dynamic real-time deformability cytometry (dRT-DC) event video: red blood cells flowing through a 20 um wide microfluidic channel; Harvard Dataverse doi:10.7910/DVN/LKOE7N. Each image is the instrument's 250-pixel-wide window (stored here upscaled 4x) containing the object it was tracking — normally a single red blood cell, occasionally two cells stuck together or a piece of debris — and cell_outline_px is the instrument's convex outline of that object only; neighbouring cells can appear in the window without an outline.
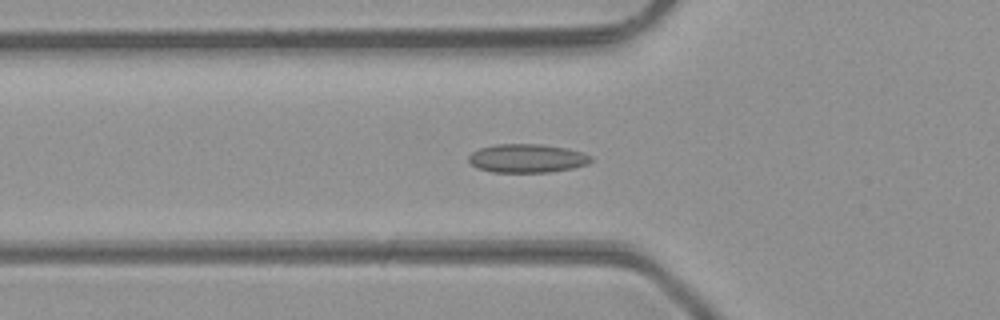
{"species": "common noctule bat (a hibernating species)", "species_latin": "Nyctalus noctula", "temperature_condition": "room temperature", "stored_images_in_passage": 48, "camera_frame_rate_fps": 3000, "um_per_image_px": 0.085, "animal": {"sex": "male", "body_mass_g": 23.1, "forearm_length_mm": 52.7}, "frame": {"image": 1, "passage_image": 17, "time_ms": 5.333, "image_size_px": [1000, 320], "cell_outline_px": [[592, 160], [588, 164], [572, 168], [548, 172], [492, 172], [476, 168], [468, 160], [468, 156], [472, 152], [480, 148], [496, 144], [540, 144], [568, 148], [584, 152], [592, 156]], "centroid_in_image_um": [44.81, 13.45], "position_along_channel_um": 81.0, "area_um2": 20.52}}
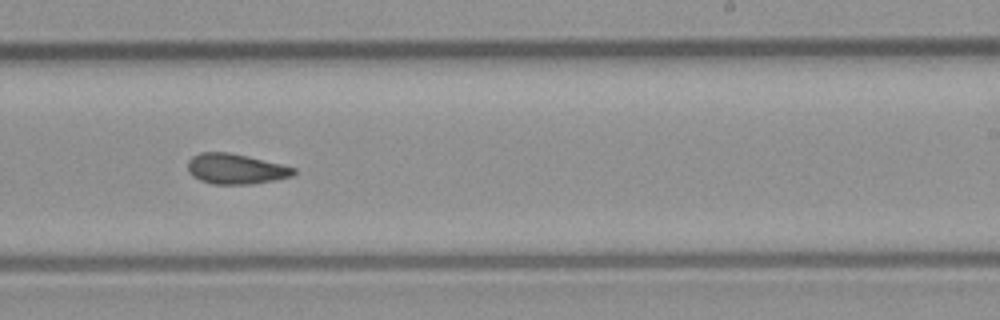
{"frame": {"image": 2, "passage_image": 30, "time_ms": 9.667, "image_size_px": [1000, 320], "cell_outline_px": [[296, 172], [292, 176], [252, 184], [212, 184], [200, 180], [192, 176], [188, 172], [188, 160], [192, 156], [200, 152], [228, 152], [248, 156], [296, 168]], "centroid_in_image_um": [20.0, 14.35], "position_along_channel_um": 269.0, "area_um2": 18.67}}
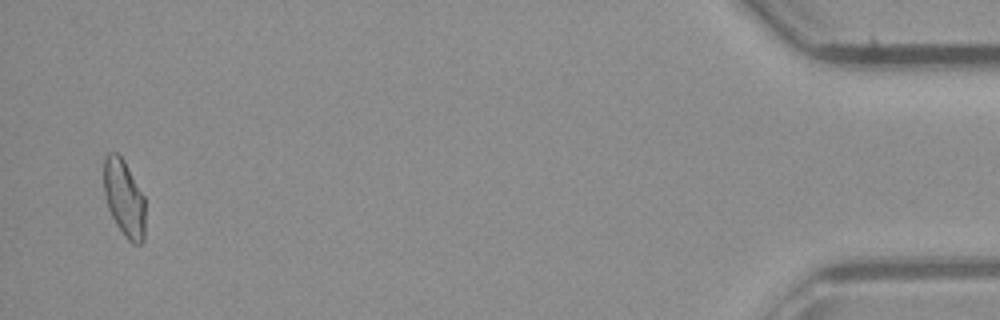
{"frame": {"image": 3, "passage_image": 47, "time_ms": 15.333, "image_size_px": [1000, 320], "cell_outline_px": [[144, 240], [140, 244], [132, 244], [124, 236], [116, 224], [108, 208], [104, 196], [104, 156], [108, 152], [116, 152], [124, 160], [144, 196]], "centroid_in_image_um": [10.54, 16.85], "position_along_channel_um": 424.7, "area_um2": 18.61}, "authors_computed_cell_mechanics": {"area_um2": 18.9584, "velocity_mm_per_s": 4.3115, "shape_relaxation_time_tau1_ms": null, "shape_relaxation_time_tau2_ms": 2.8826, "deformation_change_tau1": null, "deformation_change_tau2": 0.0757}}